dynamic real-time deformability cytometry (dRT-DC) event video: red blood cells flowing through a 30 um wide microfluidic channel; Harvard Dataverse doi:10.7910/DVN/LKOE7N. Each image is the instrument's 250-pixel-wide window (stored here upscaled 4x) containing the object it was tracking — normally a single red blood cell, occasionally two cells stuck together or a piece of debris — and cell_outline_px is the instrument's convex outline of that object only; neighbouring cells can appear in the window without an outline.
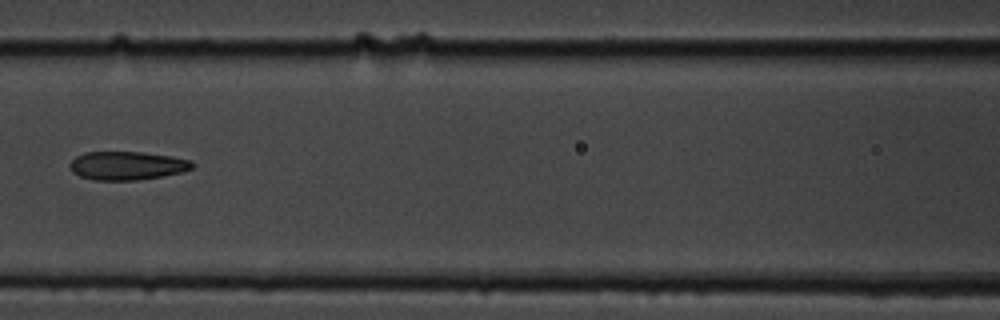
{"species": "common noctule bat (a hibernating species)", "species_latin": "Nyctalus noctula", "temperature_condition": "cold", "stored_images_in_passage": 10, "camera_frame_rate_fps": 3000, "um_per_image_px": 0.085, "animal": {"sex": "male", "body_mass_g": 19.5, "forearm_length_mm": 54.6}, "frame": {"image": 1, "passage_image": 7, "time_ms": 7.0, "image_size_px": [1000, 320], "cell_outline_px": [[196, 164], [192, 168], [180, 172], [160, 176], [136, 180], [96, 180], [80, 176], [72, 172], [68, 164], [76, 156], [84, 152], [144, 152], [172, 156], [192, 160]], "centroid_in_image_um": [10.8, 14.07], "position_along_channel_um": 155.8, "area_um2": 20.35}}
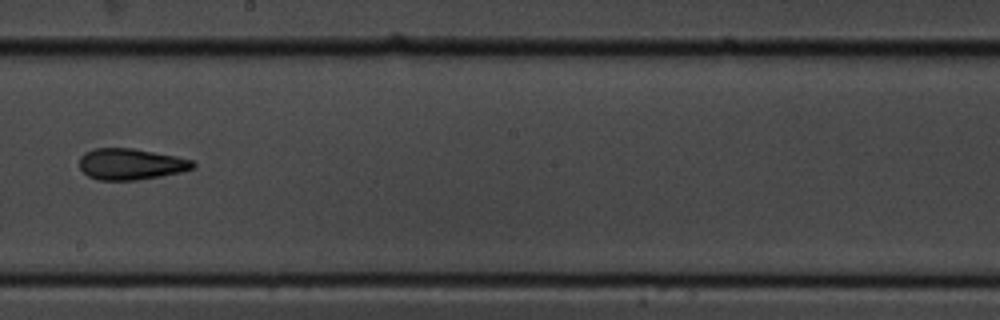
{"frame": {"image": 2, "passage_image": 9, "time_ms": 9.333, "image_size_px": [1000, 320], "cell_outline_px": [[196, 168], [180, 172], [160, 176], [136, 180], [96, 180], [88, 176], [80, 168], [80, 156], [84, 152], [96, 148], [132, 148], [176, 156], [192, 160], [196, 164]], "centroid_in_image_um": [11.12, 13.95], "position_along_channel_um": 237.1, "area_um2": 20.69}}
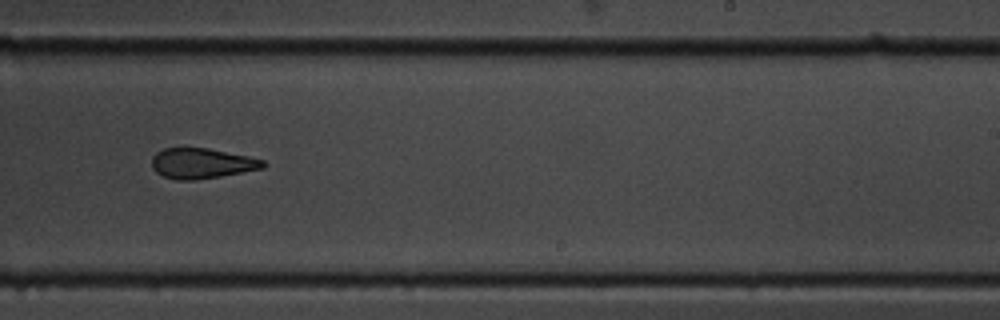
{"frame": {"image": 3, "passage_image": 10, "time_ms": 10.333, "image_size_px": [1000, 320], "cell_outline_px": [[264, 168], [220, 176], [196, 180], [176, 180], [164, 176], [156, 172], [152, 168], [152, 156], [156, 152], [164, 148], [208, 148], [248, 156], [264, 160]], "centroid_in_image_um": [17.12, 13.88], "position_along_channel_um": 271.9, "area_um2": 19.59}}